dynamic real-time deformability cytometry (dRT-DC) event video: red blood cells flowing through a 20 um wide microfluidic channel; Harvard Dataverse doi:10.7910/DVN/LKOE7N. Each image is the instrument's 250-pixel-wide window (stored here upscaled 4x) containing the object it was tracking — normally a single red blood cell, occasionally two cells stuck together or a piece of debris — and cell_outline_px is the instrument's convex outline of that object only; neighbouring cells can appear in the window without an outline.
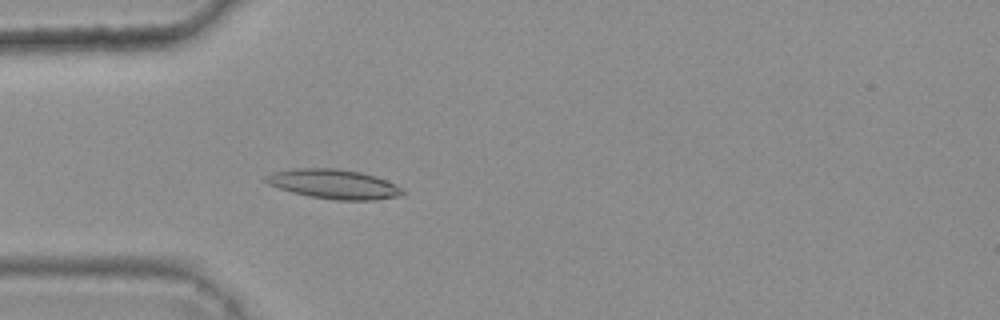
{"species": "common noctule bat (a hibernating species)", "species_latin": "Nyctalus noctula", "temperature_condition": "warm", "stored_images_in_passage": 4, "camera_frame_rate_fps": 3000, "um_per_image_px": 0.085, "animal": {"sex": "female", "body_mass_g": 25.1}, "frame": {"image": 1, "passage_image": 4, "time_ms": 1.0, "image_size_px": [1000, 320], "cell_outline_px": [[404, 196], [376, 200], [336, 200], [308, 196], [292, 192], [268, 184], [264, 180], [264, 176], [272, 172], [296, 168], [336, 168], [360, 172], [376, 176], [396, 184], [404, 192]], "centroid_in_image_um": [28.39, 15.65], "position_along_channel_um": 56.6, "area_um2": 23.64}}